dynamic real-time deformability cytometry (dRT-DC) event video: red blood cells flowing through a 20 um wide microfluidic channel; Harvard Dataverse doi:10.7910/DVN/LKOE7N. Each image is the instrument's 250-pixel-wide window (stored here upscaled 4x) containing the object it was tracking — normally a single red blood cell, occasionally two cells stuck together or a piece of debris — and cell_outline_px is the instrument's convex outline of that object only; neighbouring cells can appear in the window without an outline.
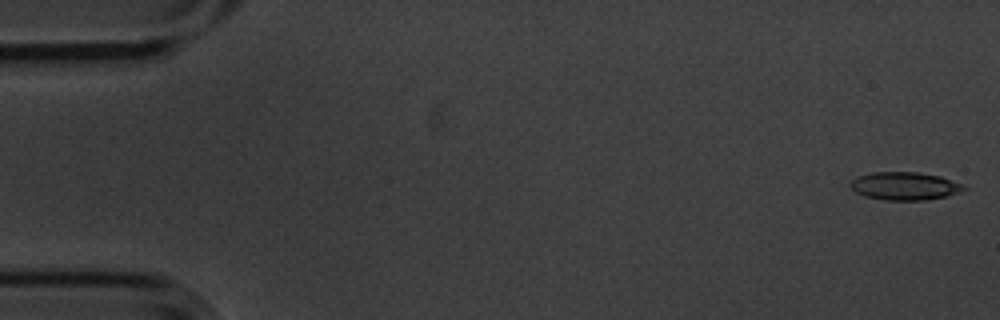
{"species": "common noctule bat (a hibernating species)", "species_latin": "Nyctalus noctula", "temperature_condition": "cold", "stored_images_in_passage": 6, "camera_frame_rate_fps": 3000, "um_per_image_px": 0.085, "animal": {"sex": "male", "body_mass_g": 20.1, "forearm_length_mm": 53.5}, "frame": {"image": 1, "passage_image": 1, "time_ms": 0.0, "image_size_px": [1000, 320], "cell_outline_px": [[968, 188], [948, 196], [924, 200], [884, 200], [864, 196], [856, 192], [848, 184], [856, 176], [872, 172], [916, 172], [940, 176], [960, 184]], "centroid_in_image_um": [76.85, 15.81], "position_along_channel_um": 8.1, "area_um2": 18.44}}
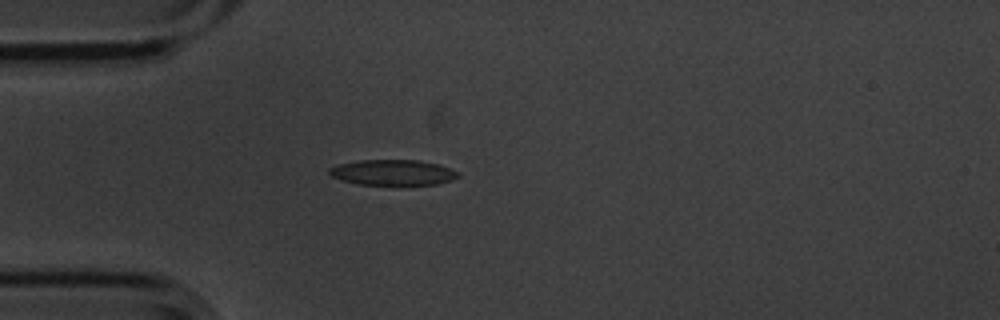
{"frame": {"image": 2, "passage_image": 5, "time_ms": 1.333, "image_size_px": [1000, 320], "cell_outline_px": [[460, 176], [436, 184], [360, 184], [340, 180], [332, 176], [328, 172], [328, 168], [340, 164], [360, 160], [420, 160], [440, 164], [460, 172]], "centroid_in_image_um": [33.4, 14.64], "position_along_channel_um": 51.6, "area_um2": 19.02}}